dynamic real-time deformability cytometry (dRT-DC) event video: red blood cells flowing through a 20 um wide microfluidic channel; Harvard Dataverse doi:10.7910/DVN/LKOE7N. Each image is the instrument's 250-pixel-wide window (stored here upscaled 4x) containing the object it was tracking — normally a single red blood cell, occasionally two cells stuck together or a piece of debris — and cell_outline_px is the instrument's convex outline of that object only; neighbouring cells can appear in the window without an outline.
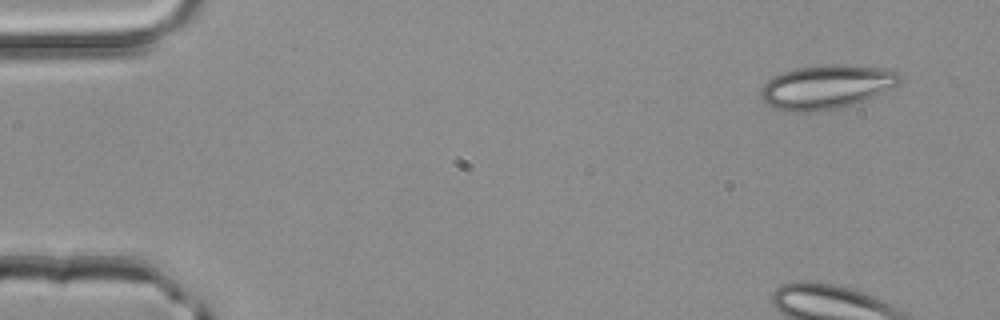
{"species": "common noctule bat (a hibernating species)", "species_latin": "Nyctalus noctula", "temperature_condition": "room temperature", "stored_images_in_passage": 4, "segment_of_instrument_passage": [2, 2], "camera_frame_rate_fps": 3000, "um_per_image_px": 0.085, "animal": {"sex": "male", "body_mass_g": 20.4}, "frame": {"image": 1, "passage_image": 4, "time_ms": 1.0, "image_size_px": [1000, 320], "cell_outline_px": [[900, 84], [864, 100], [852, 104], [836, 108], [816, 112], [792, 112], [776, 108], [768, 104], [760, 96], [760, 92], [764, 84], [772, 76], [796, 68], [824, 64], [840, 64], [880, 68], [900, 72]], "centroid_in_image_um": [70.23, 7.38], "position_along_channel_um": 14.8, "area_um2": 35.37}}